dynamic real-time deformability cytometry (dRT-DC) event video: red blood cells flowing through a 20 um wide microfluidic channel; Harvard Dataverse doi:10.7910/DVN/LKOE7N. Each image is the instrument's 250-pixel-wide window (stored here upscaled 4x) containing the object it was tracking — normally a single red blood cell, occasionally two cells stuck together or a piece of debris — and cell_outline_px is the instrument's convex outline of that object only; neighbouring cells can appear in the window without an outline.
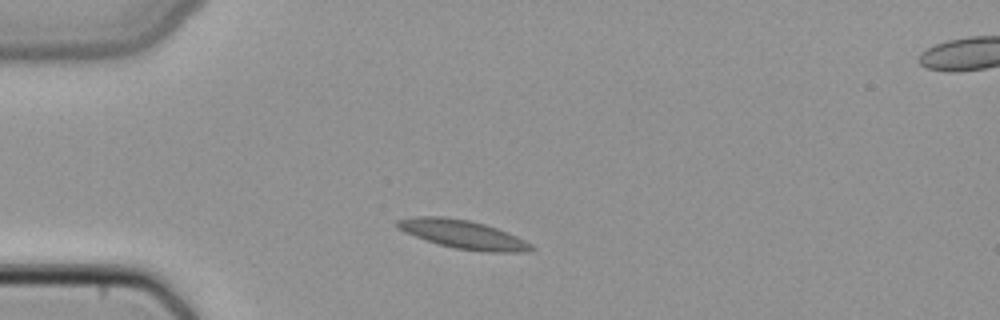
{"species": "common noctule bat (a hibernating species)", "species_latin": "Nyctalus noctula", "temperature_condition": "cold", "stored_images_in_passage": 4, "camera_frame_rate_fps": 3000, "um_per_image_px": 0.085, "animal": {"sex": "female", "body_mass_g": 22.7, "forearm_length_mm": 54.2}, "frame": {"image": 1, "passage_image": 1, "time_ms": 0.0, "image_size_px": [1000, 320], "cell_outline_px": [[536, 248], [532, 252], [484, 252], [456, 248], [440, 244], [404, 232], [396, 224], [396, 220], [416, 216], [444, 216], [468, 220], [484, 224], [508, 232], [532, 244]], "centroid_in_image_um": [39.42, 19.92], "position_along_channel_um": 45.6, "area_um2": 22.14}}
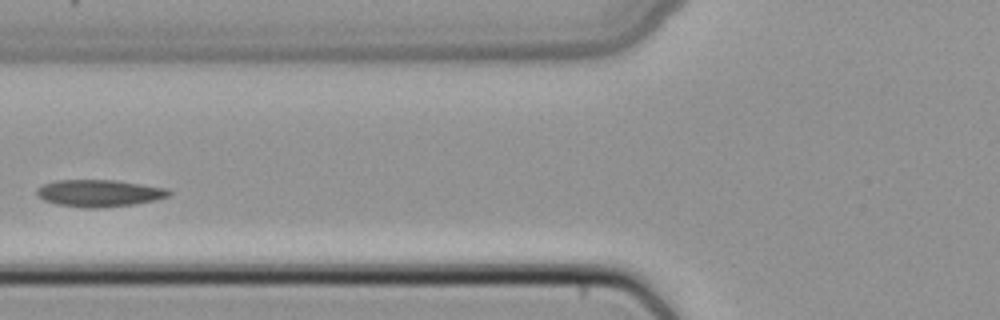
{"frame": {"image": 2, "passage_image": 3, "time_ms": 0.667, "image_size_px": [1000, 320], "cell_outline_px": [[172, 192], [168, 196], [156, 200], [132, 204], [96, 208], [84, 208], [56, 204], [44, 200], [36, 196], [36, 188], [44, 184], [56, 180], [116, 180], [168, 188]], "centroid_in_image_um": [8.41, 16.41], "position_along_channel_um": 117.4, "area_um2": 20.87}}